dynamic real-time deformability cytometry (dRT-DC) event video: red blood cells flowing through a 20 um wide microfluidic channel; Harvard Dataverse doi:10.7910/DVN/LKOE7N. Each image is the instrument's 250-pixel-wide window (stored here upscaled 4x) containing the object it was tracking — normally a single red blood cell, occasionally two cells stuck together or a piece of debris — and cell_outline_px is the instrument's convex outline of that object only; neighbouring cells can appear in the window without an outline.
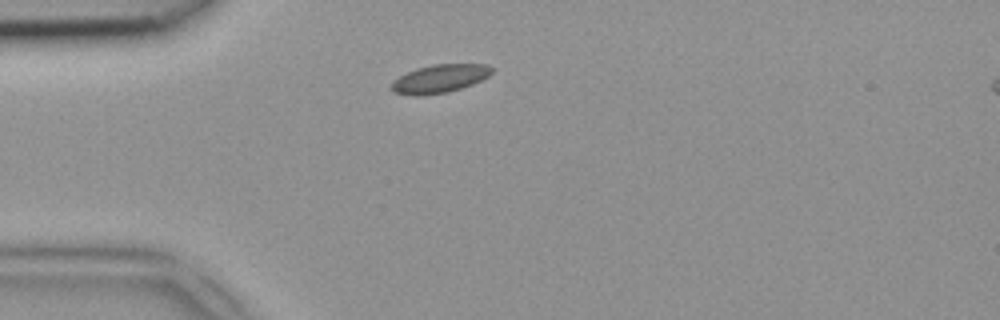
{"species": "common noctule bat (a hibernating species)", "species_latin": "Nyctalus noctula", "temperature_condition": "room temperature", "stored_images_in_passage": 38, "camera_frame_rate_fps": 3000, "um_per_image_px": 0.085, "animal": {"sex": "female", "body_mass_g": 18.4}, "frame": {"image": 1, "passage_image": 3, "time_ms": 0.667, "image_size_px": [1000, 320], "cell_outline_px": [[492, 72], [488, 76], [472, 84], [448, 92], [420, 96], [412, 96], [392, 92], [392, 80], [416, 68], [432, 64], [488, 64], [492, 68]], "centroid_in_image_um": [37.34, 6.69], "position_along_channel_um": 47.7, "area_um2": 16.53}}
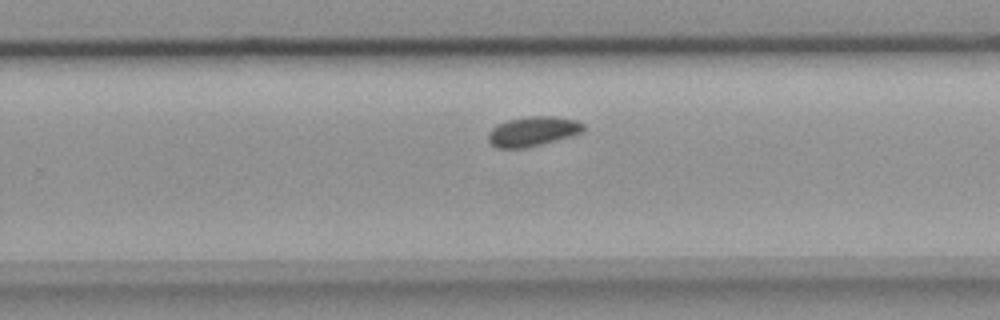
{"frame": {"image": 2, "passage_image": 21, "time_ms": 6.667, "image_size_px": [1000, 320], "cell_outline_px": [[584, 132], [528, 148], [496, 148], [488, 140], [488, 132], [496, 124], [508, 120], [528, 116], [556, 116], [576, 120], [584, 124]], "centroid_in_image_um": [45.28, 11.16], "position_along_channel_um": 284.5, "area_um2": 16.59}}
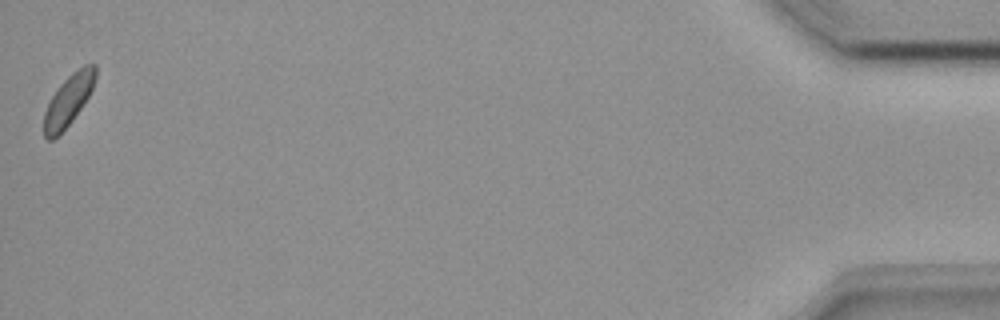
{"frame": {"image": 3, "passage_image": 38, "time_ms": 12.333, "image_size_px": [1000, 320], "cell_outline_px": [[96, 76], [92, 88], [88, 96], [72, 120], [52, 140], [48, 140], [44, 136], [44, 112], [56, 88], [72, 72], [84, 64], [96, 64]], "centroid_in_image_um": [5.81, 8.48], "position_along_channel_um": 429.4, "area_um2": 14.97}}